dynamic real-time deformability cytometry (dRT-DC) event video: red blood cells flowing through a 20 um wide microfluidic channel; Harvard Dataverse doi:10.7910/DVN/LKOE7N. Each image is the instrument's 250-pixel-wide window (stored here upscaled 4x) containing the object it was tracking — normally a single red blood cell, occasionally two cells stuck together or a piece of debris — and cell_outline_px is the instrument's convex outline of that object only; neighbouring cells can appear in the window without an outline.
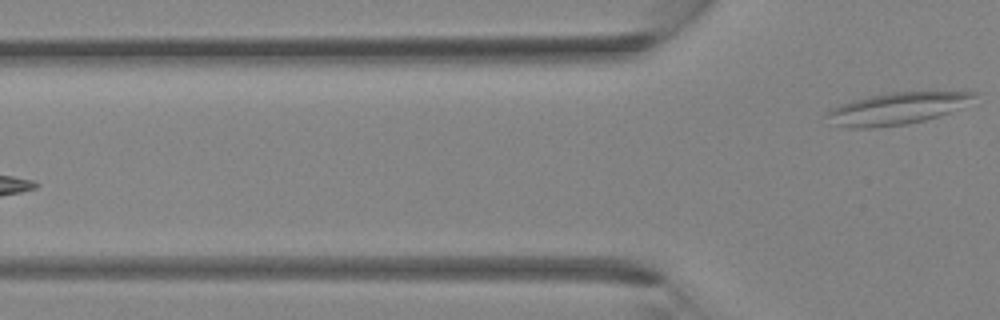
{"species": "Egyptian fruit bat (a non-hibernating species)", "species_latin": "Rousettus aegyptiacus", "temperature_condition": "room temperature", "stored_images_in_passage": 3, "camera_frame_rate_fps": 3000, "um_per_image_px": 0.085, "animal": {"sex": "female"}, "frame": {"image": 1, "passage_image": 3, "time_ms": 2.333, "image_size_px": [1000, 320], "cell_outline_px": [[976, 92], [960, 108], [924, 120], [904, 124], [872, 128], [848, 128], [836, 124], [824, 116], [824, 112], [828, 108], [840, 104], [888, 92]], "centroid_in_image_um": [76.1, 9.23], "position_along_channel_um": 49.7, "area_um2": 26.65}}